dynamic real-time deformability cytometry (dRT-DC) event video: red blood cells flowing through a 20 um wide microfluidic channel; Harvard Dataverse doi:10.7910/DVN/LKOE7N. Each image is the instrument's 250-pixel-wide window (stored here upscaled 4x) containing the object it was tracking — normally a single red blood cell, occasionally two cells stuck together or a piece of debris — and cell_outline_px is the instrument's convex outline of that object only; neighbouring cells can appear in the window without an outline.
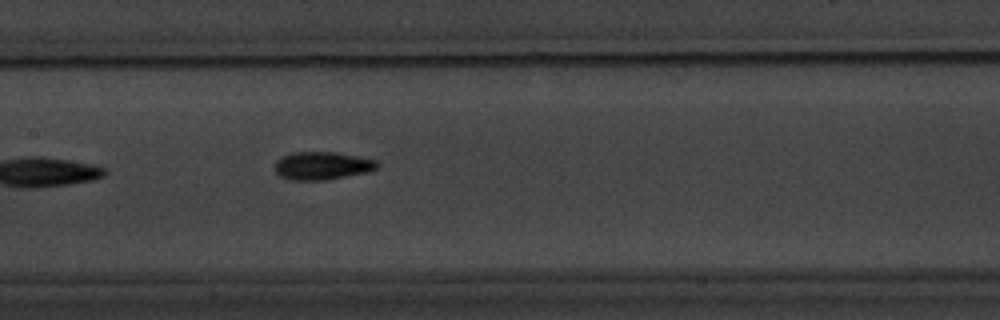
{"species": "common noctule bat (a hibernating species)", "species_latin": "Nyctalus noctula", "temperature_condition": "warm", "stored_images_in_passage": 8, "camera_frame_rate_fps": 3000, "um_per_image_px": 0.085, "animal": {"sex": "male", "body_mass_g": 20.1, "forearm_length_mm": 53.5}, "frame": {"image": 1, "passage_image": 8, "time_ms": 9.0, "image_size_px": [1000, 320], "cell_outline_px": [[380, 164], [376, 168], [368, 172], [328, 180], [292, 180], [280, 176], [276, 172], [276, 160], [292, 152], [336, 152], [376, 160]], "centroid_in_image_um": [27.4, 14.09], "position_along_channel_um": 180.0, "area_um2": 16.65}}